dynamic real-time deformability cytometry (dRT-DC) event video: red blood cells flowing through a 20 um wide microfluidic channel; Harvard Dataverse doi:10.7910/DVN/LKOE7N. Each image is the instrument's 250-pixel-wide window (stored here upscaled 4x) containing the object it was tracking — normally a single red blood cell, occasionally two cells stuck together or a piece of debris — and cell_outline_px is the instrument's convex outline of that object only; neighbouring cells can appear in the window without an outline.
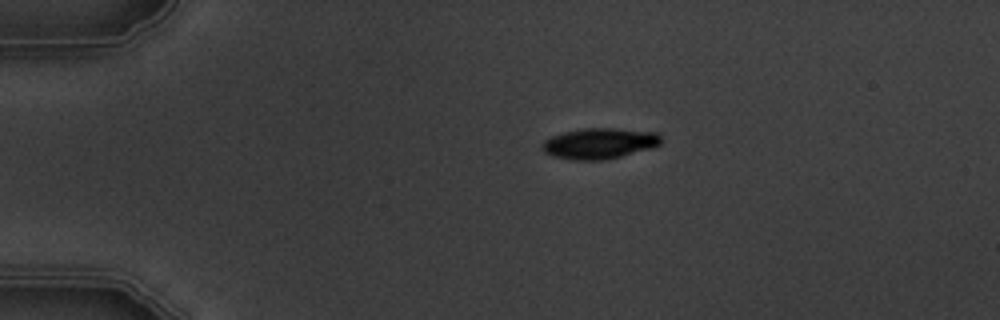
{"species": "common noctule bat (a hibernating species)", "species_latin": "Nyctalus noctula", "temperature_condition": "warm", "stored_images_in_passage": 5, "camera_frame_rate_fps": 3000, "um_per_image_px": 0.085, "animal": {"sex": "male", "body_mass_g": 19.5, "forearm_length_mm": 54.6}, "frame": {"image": 1, "passage_image": 5, "time_ms": 5.333, "image_size_px": [1000, 320], "cell_outline_px": [[660, 144], [652, 148], [604, 160], [572, 160], [552, 156], [544, 152], [540, 148], [544, 140], [552, 136], [564, 132], [584, 128], [616, 128], [656, 132], [660, 136]], "centroid_in_image_um": [50.92, 12.19], "position_along_channel_um": 34.1, "area_um2": 21.33}}